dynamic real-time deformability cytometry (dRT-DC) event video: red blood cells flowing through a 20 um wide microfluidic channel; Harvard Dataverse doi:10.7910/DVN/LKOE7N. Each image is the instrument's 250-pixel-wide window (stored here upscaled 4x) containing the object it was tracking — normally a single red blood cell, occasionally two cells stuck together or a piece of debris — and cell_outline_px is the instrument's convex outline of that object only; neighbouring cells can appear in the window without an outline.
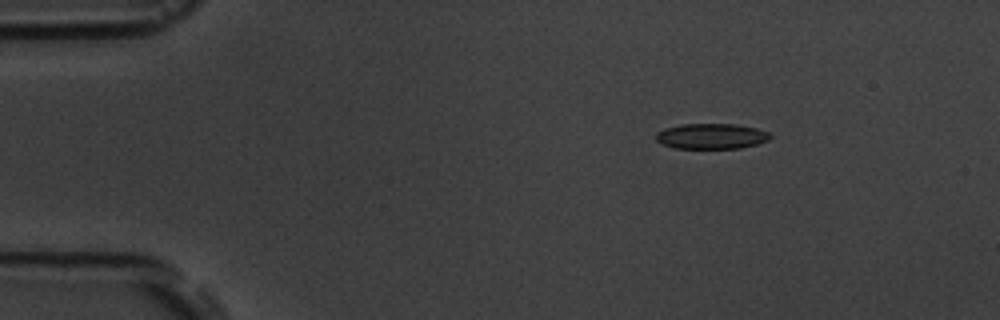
{"species": "common noctule bat (a hibernating species)", "species_latin": "Nyctalus noctula", "temperature_condition": "room temperature", "stored_images_in_passage": 6, "camera_frame_rate_fps": 3000, "um_per_image_px": 0.085, "animal": {"sex": "male", "body_mass_g": 19.5, "forearm_length_mm": 54.6}, "frame": {"image": 1, "passage_image": 1, "time_ms": 0.0, "image_size_px": [1000, 320], "cell_outline_px": [[772, 136], [768, 140], [756, 144], [740, 148], [676, 148], [664, 144], [656, 140], [656, 132], [664, 128], [680, 124], [736, 124], [756, 128], [768, 132]], "centroid_in_image_um": [60.46, 11.57], "position_along_channel_um": 24.5, "area_um2": 16.88}}
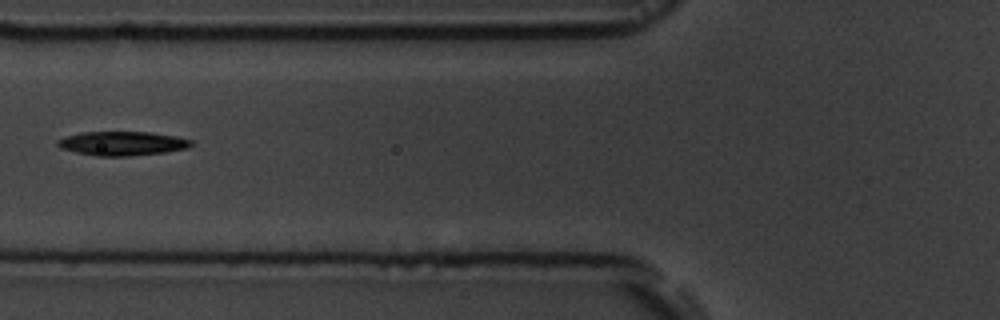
{"frame": {"image": 2, "passage_image": 5, "time_ms": 4.333, "image_size_px": [1000, 320], "cell_outline_px": [[192, 144], [188, 148], [164, 152], [128, 156], [96, 156], [76, 152], [60, 148], [56, 144], [56, 140], [64, 136], [84, 132], [148, 132], [176, 136], [192, 140]], "centroid_in_image_um": [10.36, 12.19], "position_along_channel_um": 115.4, "area_um2": 18.73}}
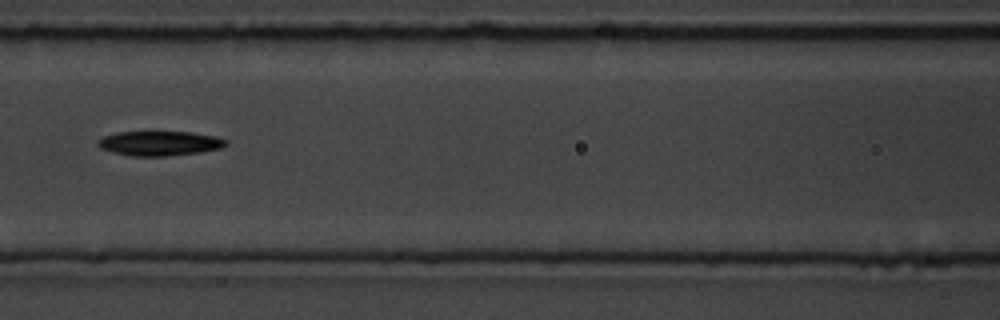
{"frame": {"image": 3, "passage_image": 6, "time_ms": 5.333, "image_size_px": [1000, 320], "cell_outline_px": [[228, 144], [220, 148], [200, 152], [164, 156], [128, 156], [112, 152], [100, 148], [96, 144], [104, 136], [116, 132], [192, 132], [216, 136], [228, 140]], "centroid_in_image_um": [13.57, 12.18], "position_along_channel_um": 153.0, "area_um2": 18.38}}